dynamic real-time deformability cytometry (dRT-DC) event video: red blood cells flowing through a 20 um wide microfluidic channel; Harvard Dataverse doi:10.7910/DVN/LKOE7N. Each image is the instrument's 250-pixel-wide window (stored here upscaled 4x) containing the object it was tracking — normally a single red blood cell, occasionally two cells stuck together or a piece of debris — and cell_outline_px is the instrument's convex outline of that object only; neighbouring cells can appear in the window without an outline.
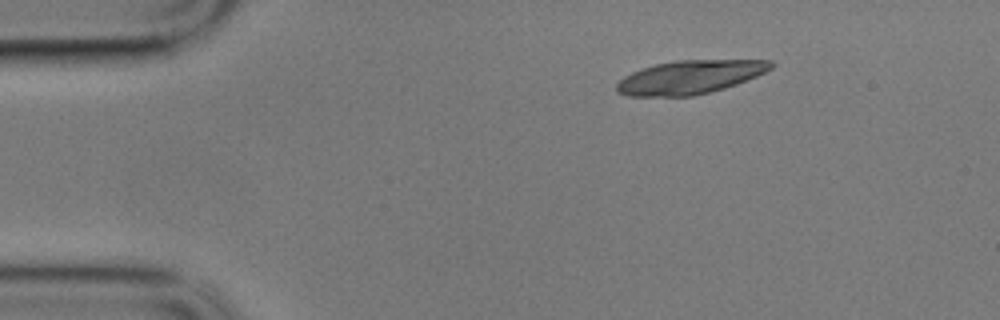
{"species": "common noctule bat (a hibernating species)", "species_latin": "Nyctalus noctula", "temperature_condition": "cold", "stored_images_in_passage": 11, "camera_frame_rate_fps": 3000, "um_per_image_px": 0.085, "animal": {"sex": "male", "body_mass_g": 17.9}, "frame": {"image": 1, "passage_image": 1, "time_ms": 0.0, "image_size_px": [1000, 320], "cell_outline_px": [[776, 64], [772, 68], [756, 76], [736, 84], [724, 88], [692, 96], [628, 96], [616, 92], [616, 84], [624, 76], [632, 72], [656, 64], [676, 60], [772, 60]], "centroid_in_image_um": [58.64, 6.55], "position_along_channel_um": 26.4, "area_um2": 30.0}}